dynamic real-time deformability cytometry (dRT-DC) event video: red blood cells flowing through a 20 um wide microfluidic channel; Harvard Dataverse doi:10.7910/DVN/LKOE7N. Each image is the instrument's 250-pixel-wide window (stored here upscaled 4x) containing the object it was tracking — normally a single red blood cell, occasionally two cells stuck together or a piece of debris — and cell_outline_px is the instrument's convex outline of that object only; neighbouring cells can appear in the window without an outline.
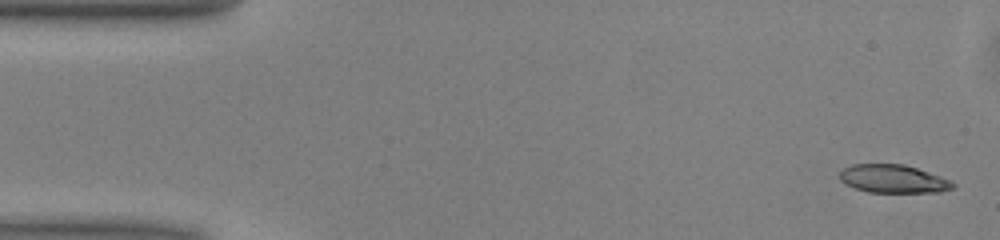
{"species": "common noctule bat (a hibernating species)", "species_latin": "Nyctalus noctula", "temperature_condition": "warm", "stored_images_in_passage": 50, "camera_frame_rate_fps": 3000, "um_per_image_px": 0.085, "animal": {"sex": "male", "body_mass_g": 13.0, "forearm_length_mm": 53.1}, "frame": {"image": 1, "passage_image": 2, "time_ms": 0.333, "image_size_px": [1000, 240], "cell_outline_px": [[956, 188], [940, 192], [868, 192], [844, 184], [840, 180], [840, 172], [844, 168], [852, 164], [904, 164], [940, 176], [956, 184]], "centroid_in_image_um": [75.92, 15.21], "position_along_channel_um": 9.1, "area_um2": 18.55}}
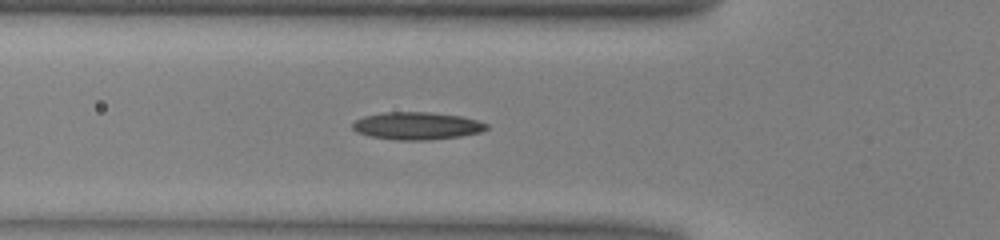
{"frame": {"image": 2, "passage_image": 17, "time_ms": 5.333, "image_size_px": [1000, 240], "cell_outline_px": [[488, 128], [480, 132], [460, 136], [424, 140], [400, 140], [368, 136], [356, 132], [352, 128], [352, 124], [356, 120], [364, 116], [384, 112], [432, 112], [460, 116], [476, 120], [488, 124]], "centroid_in_image_um": [35.41, 10.69], "position_along_channel_um": 90.4, "area_um2": 21.39}}
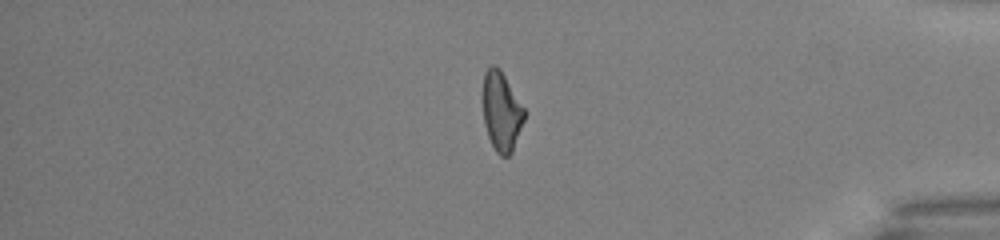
{"frame": {"image": 3, "passage_image": 42, "time_ms": 13.667, "image_size_px": [1000, 240], "cell_outline_px": [[524, 120], [512, 152], [508, 156], [500, 156], [496, 152], [488, 136], [484, 124], [480, 96], [484, 72], [492, 64], [496, 64], [500, 68], [524, 108]], "centroid_in_image_um": [42.57, 9.43], "position_along_channel_um": 392.6, "area_um2": 19.59}, "authors_computed_cell_mechanics": {"area_um2": 19.9699, "velocity_mm_per_s": 4.0332, "shape_relaxation_time_tau1_ms": 6.7225, "shape_relaxation_time_tau2_ms": 4.3515, "deformation_change_tau1": 0.1987, "deformation_change_tau2": 0.156}}